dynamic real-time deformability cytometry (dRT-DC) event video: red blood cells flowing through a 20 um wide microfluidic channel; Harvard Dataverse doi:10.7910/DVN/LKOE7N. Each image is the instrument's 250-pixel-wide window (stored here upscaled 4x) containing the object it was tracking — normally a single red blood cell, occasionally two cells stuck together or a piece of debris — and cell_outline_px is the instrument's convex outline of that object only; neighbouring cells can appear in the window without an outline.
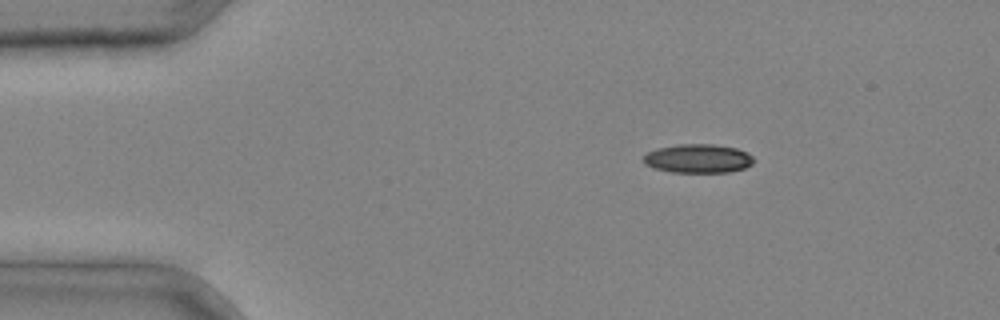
{"species": "common noctule bat (a hibernating species)", "species_latin": "Nyctalus noctula", "temperature_condition": "cold", "stored_images_in_passage": 2, "camera_frame_rate_fps": 3000, "um_per_image_px": 0.085, "animal": {"sex": "male", "body_mass_g": 20.4}, "frame": {"image": 1, "passage_image": 1, "time_ms": 0.0, "image_size_px": [1000, 320], "cell_outline_px": [[756, 160], [752, 164], [744, 168], [728, 172], [672, 172], [656, 168], [644, 164], [644, 156], [648, 152], [656, 148], [676, 144], [712, 144], [736, 148], [748, 152]], "centroid_in_image_um": [59.36, 13.46], "position_along_channel_um": 25.6, "area_um2": 18.55}}